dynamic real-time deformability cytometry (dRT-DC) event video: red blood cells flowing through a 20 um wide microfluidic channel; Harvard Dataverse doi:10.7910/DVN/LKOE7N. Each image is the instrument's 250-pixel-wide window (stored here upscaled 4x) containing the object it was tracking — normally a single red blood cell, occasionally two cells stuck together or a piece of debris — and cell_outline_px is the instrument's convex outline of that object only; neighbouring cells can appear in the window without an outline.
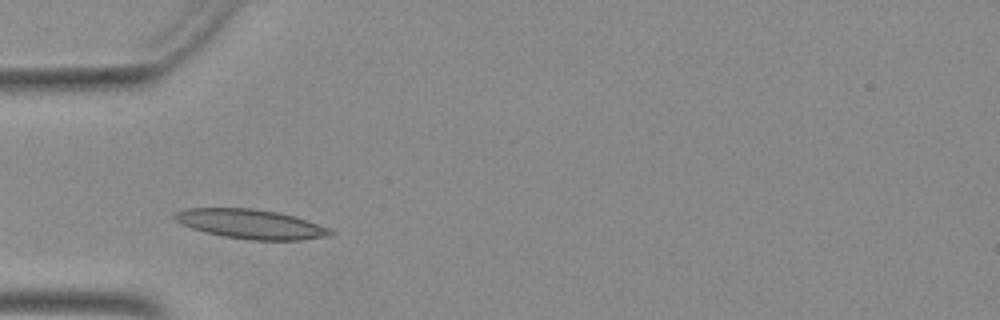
{"species": "Egyptian fruit bat (a non-hibernating species)", "species_latin": "Rousettus aegyptiacus", "temperature_condition": "warm", "stored_images_in_passage": 32, "camera_frame_rate_fps": 3000, "um_per_image_px": 0.085, "animal": {"sex": "female"}, "frame": {"image": 1, "passage_image": 2, "time_ms": 0.333, "image_size_px": [1000, 320], "cell_outline_px": [[336, 232], [332, 236], [300, 240], [252, 240], [224, 236], [204, 232], [192, 228], [176, 220], [172, 216], [176, 212], [184, 208], [252, 208], [280, 212], [296, 216], [328, 228]], "centroid_in_image_um": [21.36, 19.04], "position_along_channel_um": 63.6, "area_um2": 26.76}}
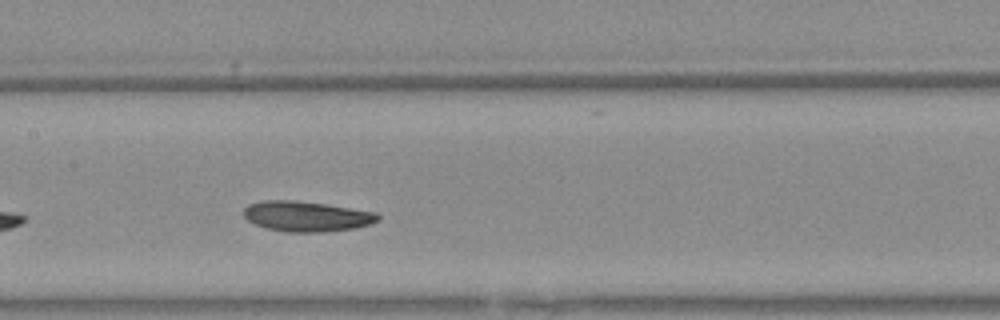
{"frame": {"image": 2, "passage_image": 11, "time_ms": 3.333, "image_size_px": [1000, 320], "cell_outline_px": [[380, 220], [372, 224], [352, 228], [328, 232], [288, 232], [264, 228], [248, 220], [244, 216], [244, 208], [248, 204], [264, 200], [292, 200], [324, 204], [376, 212], [380, 216]], "centroid_in_image_um": [26.06, 18.39], "position_along_channel_um": 181.3, "area_um2": 23.7}}
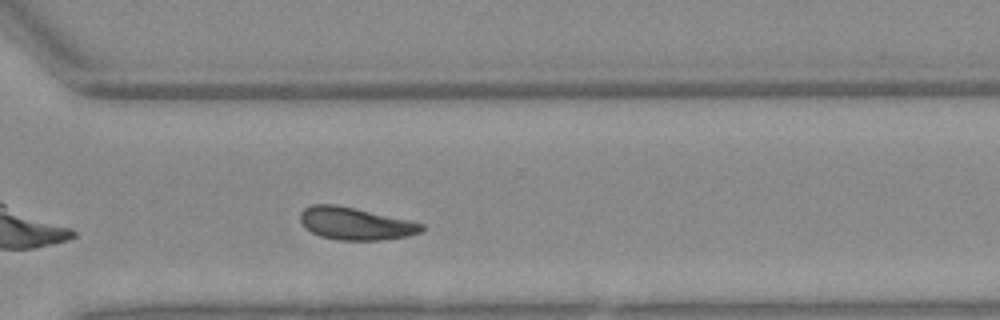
{"frame": {"image": 3, "passage_image": 23, "time_ms": 7.333, "image_size_px": [1000, 320], "cell_outline_px": [[424, 228], [420, 232], [408, 236], [380, 240], [336, 240], [320, 236], [304, 228], [300, 220], [300, 212], [304, 208], [312, 204], [336, 204], [408, 220], [424, 224]], "centroid_in_image_um": [30.16, 19.01], "position_along_channel_um": 340.4, "area_um2": 22.89}}